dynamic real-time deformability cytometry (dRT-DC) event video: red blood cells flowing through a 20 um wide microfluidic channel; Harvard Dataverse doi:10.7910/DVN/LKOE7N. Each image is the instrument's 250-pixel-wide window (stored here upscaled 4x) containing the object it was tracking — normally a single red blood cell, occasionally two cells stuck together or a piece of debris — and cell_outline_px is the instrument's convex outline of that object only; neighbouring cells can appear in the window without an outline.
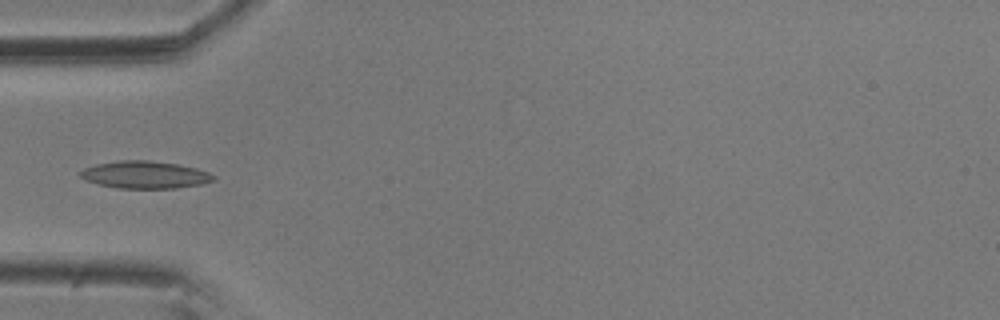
{"species": "common noctule bat (a hibernating species)", "species_latin": "Nyctalus noctula", "temperature_condition": "room temperature", "stored_images_in_passage": 11, "camera_frame_rate_fps": 3000, "um_per_image_px": 0.085, "animal": {"sex": "male", "body_mass_g": 20.5, "forearm_length_mm": 52.5}, "frame": {"image": 1, "passage_image": 5, "time_ms": 1.333, "image_size_px": [1000, 320], "cell_outline_px": [[216, 180], [200, 184], [176, 188], [120, 188], [100, 184], [88, 180], [80, 176], [80, 172], [84, 168], [96, 164], [120, 160], [148, 160], [176, 164], [196, 168], [208, 172], [216, 176]], "centroid_in_image_um": [12.35, 14.85], "position_along_channel_um": 72.6, "area_um2": 20.98}}
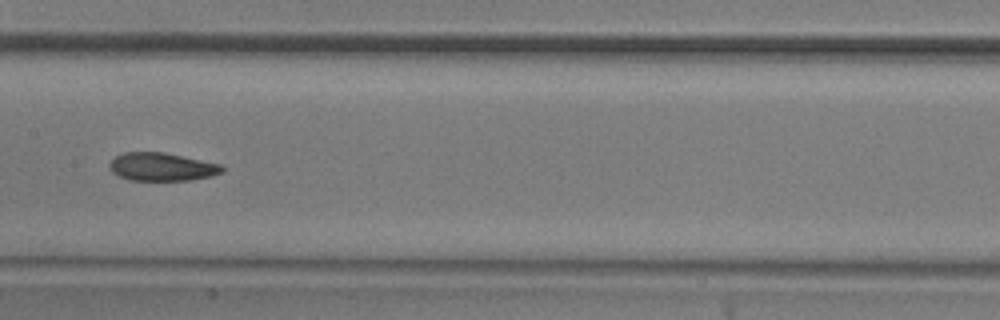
{"frame": {"image": 2, "passage_image": 8, "time_ms": 2.333, "image_size_px": [1000, 320], "cell_outline_px": [[224, 172], [212, 176], [192, 180], [128, 180], [112, 172], [108, 168], [108, 164], [116, 156], [124, 152], [164, 152], [220, 164], [224, 168]], "centroid_in_image_um": [13.75, 14.18], "position_along_channel_um": 193.6, "area_um2": 18.5}}
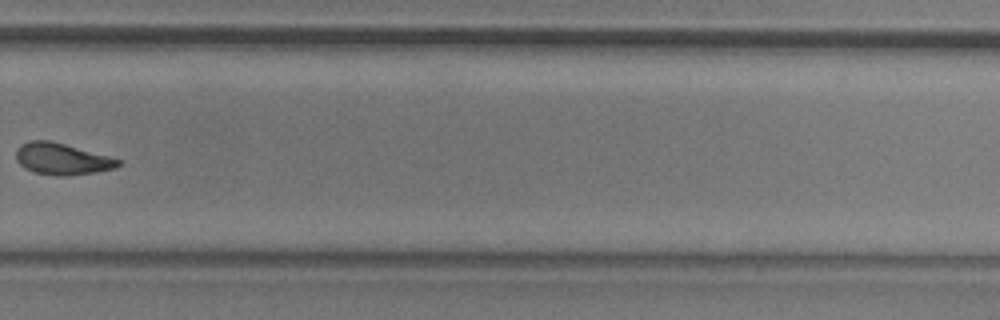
{"frame": {"image": 3, "passage_image": 11, "time_ms": 3.333, "image_size_px": [1000, 320], "cell_outline_px": [[120, 164], [116, 168], [92, 172], [64, 176], [56, 176], [32, 172], [24, 168], [16, 160], [16, 152], [24, 144], [32, 140], [52, 140], [108, 156], [120, 160]], "centroid_in_image_um": [5.25, 13.51], "position_along_channel_um": 324.6, "area_um2": 18.55}}